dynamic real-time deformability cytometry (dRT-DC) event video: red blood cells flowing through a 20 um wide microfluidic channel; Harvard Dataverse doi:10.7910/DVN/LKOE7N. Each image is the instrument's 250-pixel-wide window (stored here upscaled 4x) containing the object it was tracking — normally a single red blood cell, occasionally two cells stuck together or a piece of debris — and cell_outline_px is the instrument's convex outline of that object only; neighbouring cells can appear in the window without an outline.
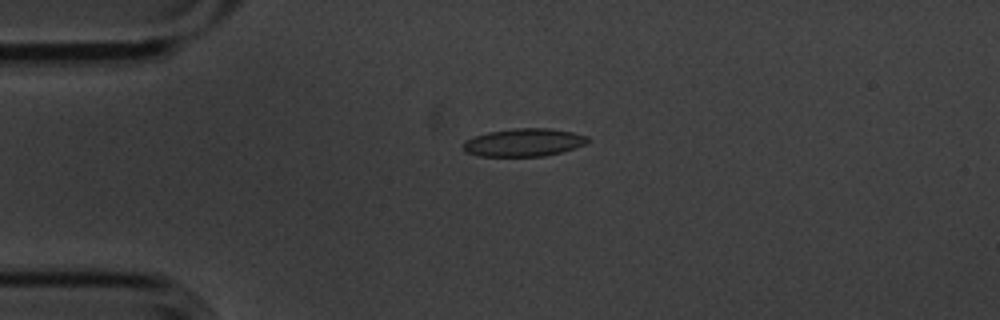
{"species": "common noctule bat (a hibernating species)", "species_latin": "Nyctalus noctula", "temperature_condition": "cold", "stored_images_in_passage": 5, "camera_frame_rate_fps": 3000, "um_per_image_px": 0.085, "animal": {"sex": "male", "body_mass_g": 20.1, "forearm_length_mm": 53.5}, "frame": {"image": 1, "passage_image": 4, "time_ms": 1.0, "image_size_px": [1000, 320], "cell_outline_px": [[592, 140], [584, 144], [560, 152], [544, 156], [480, 156], [464, 152], [460, 144], [464, 140], [488, 132], [516, 128], [548, 128], [572, 132], [588, 136]], "centroid_in_image_um": [44.48, 12.11], "position_along_channel_um": 40.5, "area_um2": 20.29}}